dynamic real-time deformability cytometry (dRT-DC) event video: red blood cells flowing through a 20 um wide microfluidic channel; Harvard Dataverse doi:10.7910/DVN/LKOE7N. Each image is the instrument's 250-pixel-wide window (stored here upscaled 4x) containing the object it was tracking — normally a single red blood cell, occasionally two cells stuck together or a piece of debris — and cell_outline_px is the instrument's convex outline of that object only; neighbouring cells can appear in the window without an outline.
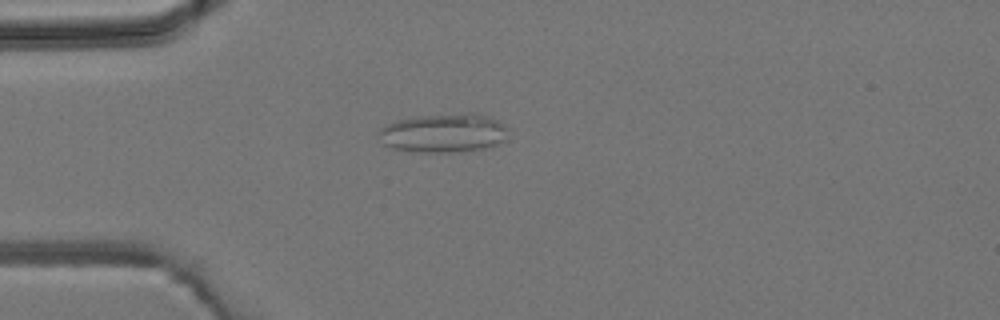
{"species": "common noctule bat (a hibernating species)", "species_latin": "Nyctalus noctula", "temperature_condition": "room temperature", "stored_images_in_passage": 1, "camera_frame_rate_fps": 3000, "um_per_image_px": 0.085, "animal": {"sex": "male", "body_mass_g": 19.2, "forearm_length_mm": 51.8}, "frame": {"image": 1, "passage_image": 1, "time_ms": 0.0, "image_size_px": [1000, 320], "cell_outline_px": [[508, 140], [484, 148], [460, 152], [416, 152], [392, 148], [384, 144], [376, 132], [380, 128], [388, 124], [400, 120], [416, 116], [468, 112], [472, 112], [488, 116], [504, 124], [508, 128]], "centroid_in_image_um": [37.75, 11.3], "position_along_channel_um": 47.3, "area_um2": 29.71}}